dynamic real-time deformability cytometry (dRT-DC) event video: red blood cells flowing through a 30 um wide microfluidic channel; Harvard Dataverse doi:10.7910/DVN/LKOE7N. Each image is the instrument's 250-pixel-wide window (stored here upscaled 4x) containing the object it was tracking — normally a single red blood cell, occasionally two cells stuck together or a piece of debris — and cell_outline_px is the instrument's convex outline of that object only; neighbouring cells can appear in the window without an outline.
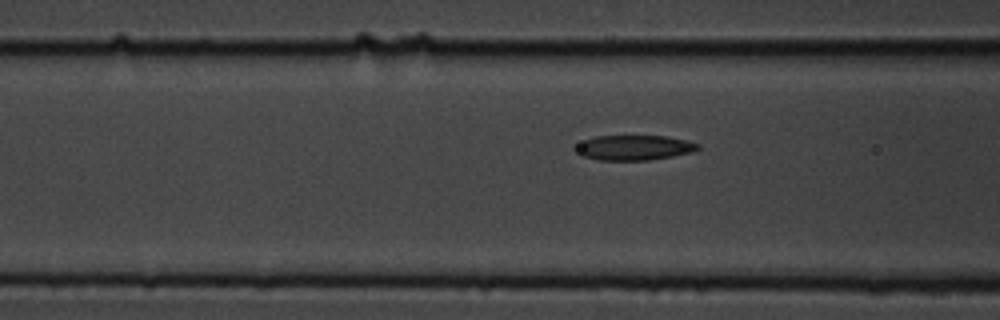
{"species": "common noctule bat (a hibernating species)", "species_latin": "Nyctalus noctula", "temperature_condition": "cold", "stored_images_in_passage": 9, "camera_frame_rate_fps": 3000, "um_per_image_px": 0.085, "animal": {"sex": "male", "body_mass_g": 19.5, "forearm_length_mm": 54.6}, "frame": {"image": 1, "passage_image": 4, "time_ms": 1.0, "image_size_px": [1000, 320], "cell_outline_px": [[700, 148], [692, 152], [672, 156], [648, 160], [600, 160], [584, 156], [576, 152], [572, 148], [584, 140], [596, 136], [668, 136], [688, 140], [700, 144]], "centroid_in_image_um": [53.91, 12.54], "position_along_channel_um": 112.7, "area_um2": 17.86}}
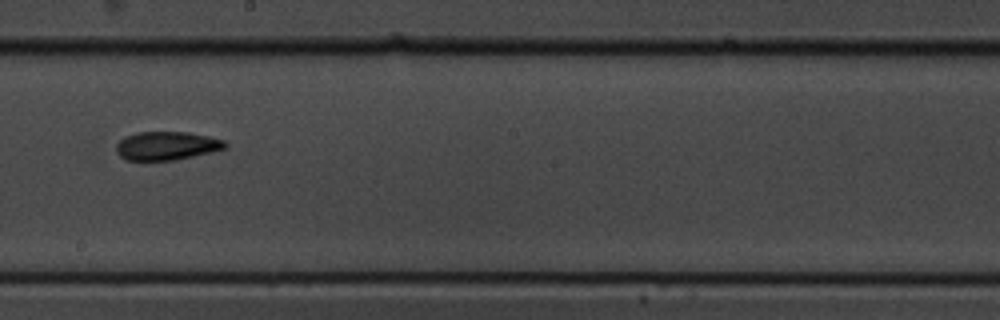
{"frame": {"image": 2, "passage_image": 7, "time_ms": 2.0, "image_size_px": [1000, 320], "cell_outline_px": [[228, 144], [224, 148], [212, 152], [176, 160], [124, 160], [116, 152], [116, 144], [124, 136], [136, 132], [188, 132], [208, 136], [224, 140]], "centroid_in_image_um": [14.14, 12.39], "position_along_channel_um": 234.1, "area_um2": 18.21}}
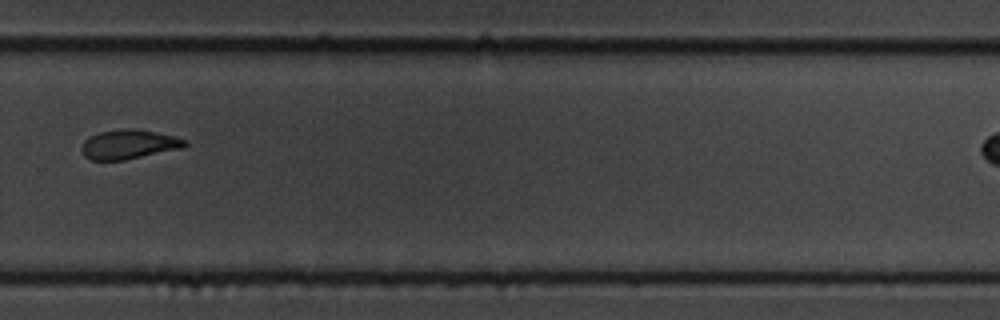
{"frame": {"image": 3, "passage_image": 9, "time_ms": 2.667, "image_size_px": [1000, 320], "cell_outline_px": [[188, 144], [184, 148], [124, 160], [92, 160], [84, 156], [80, 148], [84, 140], [100, 132], [120, 128], [132, 128], [156, 132], [188, 140]], "centroid_in_image_um": [10.96, 12.27], "position_along_channel_um": 318.8, "area_um2": 17.74}}